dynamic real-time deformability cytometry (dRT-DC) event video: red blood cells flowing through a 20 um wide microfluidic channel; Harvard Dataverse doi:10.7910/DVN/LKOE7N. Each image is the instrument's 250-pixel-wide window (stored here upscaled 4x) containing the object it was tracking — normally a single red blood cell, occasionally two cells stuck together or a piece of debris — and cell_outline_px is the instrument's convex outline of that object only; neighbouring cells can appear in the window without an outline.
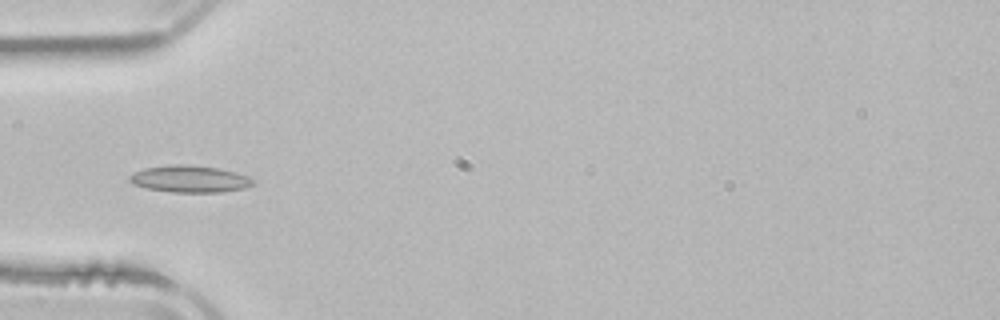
{"species": "common noctule bat (a hibernating species)", "species_latin": "Nyctalus noctula", "temperature_condition": "room temperature", "stored_images_in_passage": 6, "camera_frame_rate_fps": 3000, "um_per_image_px": 0.085, "animal": {"sex": "male", "body_mass_g": 21.5, "forearm_length_mm": 52.0}, "frame": {"image": 1, "passage_image": 3, "time_ms": 3.667, "image_size_px": [1000, 320], "cell_outline_px": [[252, 184], [244, 188], [220, 192], [172, 192], [148, 188], [132, 184], [128, 180], [128, 176], [144, 168], [172, 164], [188, 164], [220, 168], [236, 172], [248, 176], [252, 180]], "centroid_in_image_um": [16.1, 15.2], "position_along_channel_um": 68.9, "area_um2": 19.31}}
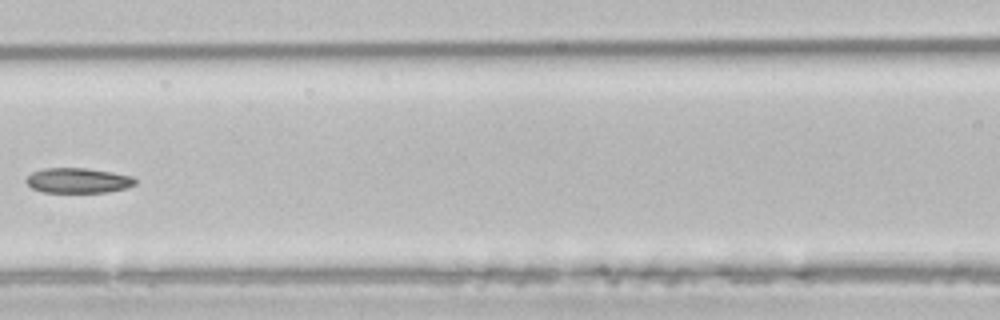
{"frame": {"image": 2, "passage_image": 5, "time_ms": 6.0, "image_size_px": [1000, 320], "cell_outline_px": [[136, 184], [128, 188], [108, 192], [44, 192], [32, 188], [24, 180], [32, 172], [44, 168], [88, 168], [112, 172], [132, 176], [136, 180]], "centroid_in_image_um": [6.65, 15.34], "position_along_channel_um": 159.9, "area_um2": 16.01}}
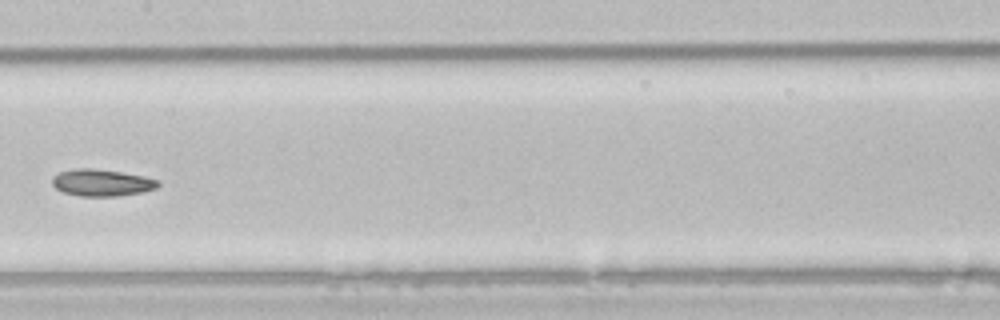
{"frame": {"image": 3, "passage_image": 6, "time_ms": 7.0, "image_size_px": [1000, 320], "cell_outline_px": [[160, 184], [156, 188], [144, 192], [120, 196], [80, 196], [64, 192], [56, 188], [52, 184], [52, 176], [60, 172], [76, 168], [92, 168], [120, 172], [144, 176], [160, 180]], "centroid_in_image_um": [8.67, 15.53], "position_along_channel_um": 198.7, "area_um2": 16.65}}